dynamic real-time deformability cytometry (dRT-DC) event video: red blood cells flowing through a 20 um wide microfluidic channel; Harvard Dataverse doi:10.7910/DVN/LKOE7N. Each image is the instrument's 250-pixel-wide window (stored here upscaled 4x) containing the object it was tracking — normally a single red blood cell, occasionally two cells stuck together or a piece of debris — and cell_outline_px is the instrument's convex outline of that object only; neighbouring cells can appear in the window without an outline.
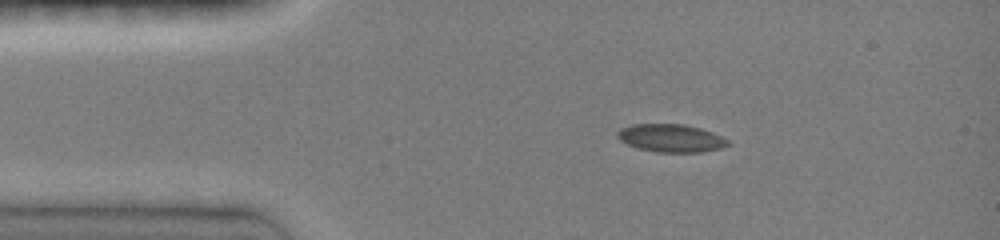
{"species": "common noctule bat (a hibernating species)", "species_latin": "Nyctalus noctula", "temperature_condition": "room temperature", "stored_images_in_passage": 7, "camera_frame_rate_fps": 3000, "um_per_image_px": 0.085, "animal": {"sex": "female", "body_mass_g": 19.0, "forearm_length_mm": 51.5}, "frame": {"image": 1, "passage_image": 4, "time_ms": 1.333, "image_size_px": [1000, 240], "cell_outline_px": [[732, 144], [720, 148], [700, 152], [656, 152], [640, 148], [628, 144], [620, 140], [616, 136], [616, 132], [620, 128], [632, 124], [684, 124], [700, 128], [712, 132], [728, 140]], "centroid_in_image_um": [57.02, 11.73], "position_along_channel_um": 28.0, "area_um2": 17.92}}
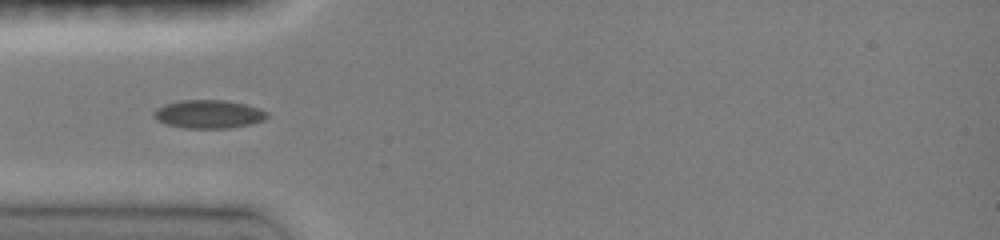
{"frame": {"image": 2, "passage_image": 6, "time_ms": 3.333, "image_size_px": [1000, 240], "cell_outline_px": [[268, 116], [264, 120], [248, 124], [228, 128], [184, 128], [164, 124], [152, 116], [152, 112], [156, 108], [164, 104], [180, 100], [224, 100], [244, 104], [260, 108], [268, 112]], "centroid_in_image_um": [17.69, 9.7], "position_along_channel_um": 67.3, "area_um2": 18.79}}